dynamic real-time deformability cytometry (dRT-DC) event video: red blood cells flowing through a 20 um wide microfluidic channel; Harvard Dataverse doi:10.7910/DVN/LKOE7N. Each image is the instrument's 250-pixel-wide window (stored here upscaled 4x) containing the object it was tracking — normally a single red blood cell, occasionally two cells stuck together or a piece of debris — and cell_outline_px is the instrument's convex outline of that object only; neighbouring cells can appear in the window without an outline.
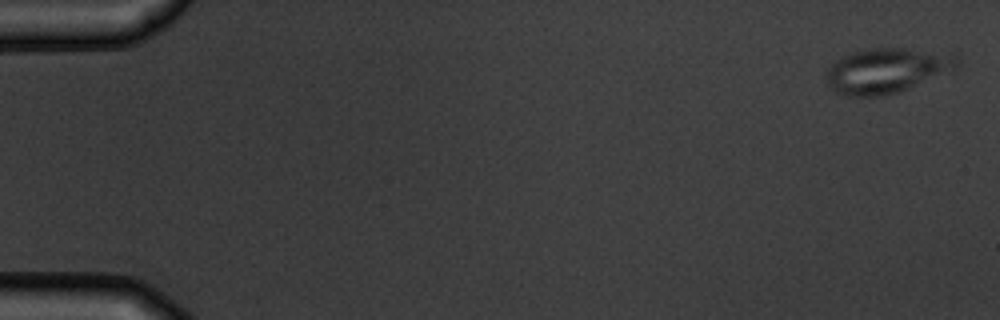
{"species": "common noctule bat (a hibernating species)", "species_latin": "Nyctalus noctula", "temperature_condition": "warm", "stored_images_in_passage": 5, "camera_frame_rate_fps": 3000, "um_per_image_px": 0.085, "animal": {"sex": "male", "body_mass_g": 19.5, "forearm_length_mm": 54.6}, "frame": {"image": 1, "passage_image": 1, "time_ms": 0.0, "image_size_px": [1000, 320], "cell_outline_px": [[956, 64], [952, 68], [900, 92], [880, 96], [848, 96], [836, 92], [824, 80], [828, 68], [836, 60], [852, 52], [872, 48], [904, 48], [956, 52]], "centroid_in_image_um": [75.32, 5.98], "position_along_channel_um": 9.7, "area_um2": 33.93}}